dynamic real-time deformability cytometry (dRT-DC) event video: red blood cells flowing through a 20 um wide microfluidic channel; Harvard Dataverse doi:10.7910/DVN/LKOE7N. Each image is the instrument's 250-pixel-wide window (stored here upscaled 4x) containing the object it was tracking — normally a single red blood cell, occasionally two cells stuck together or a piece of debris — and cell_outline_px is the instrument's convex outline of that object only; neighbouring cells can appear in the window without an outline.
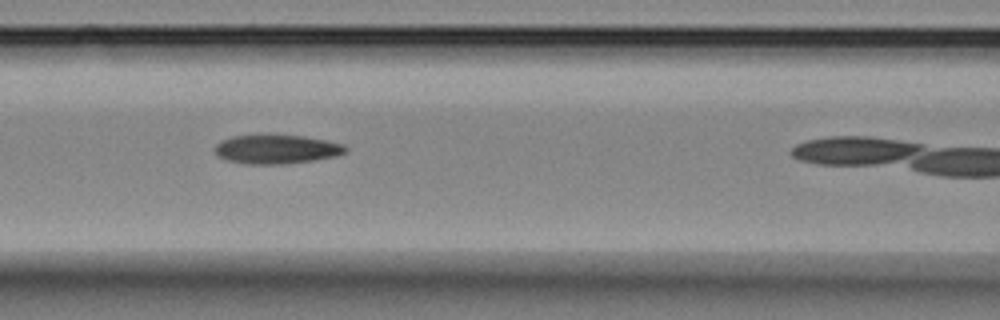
{"species": "Egyptian fruit bat (a non-hibernating species)", "species_latin": "Rousettus aegyptiacus", "temperature_condition": "room temperature", "stored_images_in_passage": 5, "camera_frame_rate_fps": 3000, "um_per_image_px": 0.085, "animal": {"sex": "female"}, "frame": {"image": 1, "passage_image": 4, "time_ms": 4.333, "image_size_px": [1000, 320], "cell_outline_px": [[348, 148], [344, 152], [336, 156], [316, 160], [284, 164], [244, 164], [228, 160], [216, 156], [216, 144], [232, 136], [304, 136], [344, 144]], "centroid_in_image_um": [23.53, 12.71], "position_along_channel_um": 143.1, "area_um2": 21.73}}